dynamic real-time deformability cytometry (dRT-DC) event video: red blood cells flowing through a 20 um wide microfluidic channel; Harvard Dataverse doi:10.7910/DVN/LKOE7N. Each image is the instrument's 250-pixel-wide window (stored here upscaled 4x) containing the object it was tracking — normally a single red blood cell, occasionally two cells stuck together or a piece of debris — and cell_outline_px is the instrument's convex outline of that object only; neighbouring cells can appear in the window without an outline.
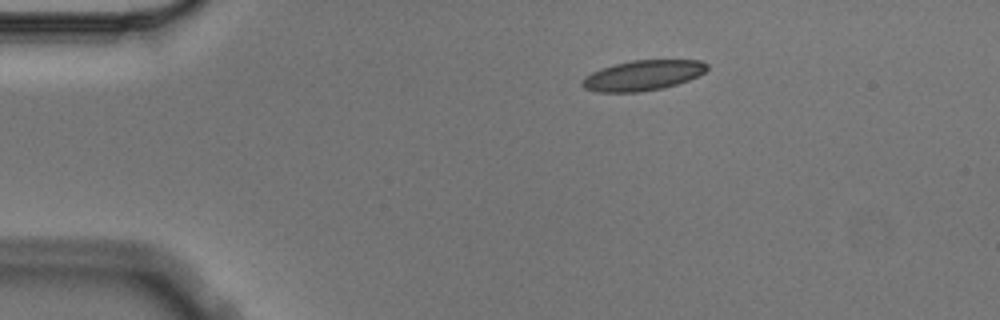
{"species": "Egyptian fruit bat (a non-hibernating species)", "species_latin": "Rousettus aegyptiacus", "temperature_condition": "cold", "stored_images_in_passage": 4, "camera_frame_rate_fps": 3000, "um_per_image_px": 0.085, "animal": {"sex": "male"}, "frame": {"image": 1, "passage_image": 1, "time_ms": 0.0, "image_size_px": [1000, 320], "cell_outline_px": [[708, 68], [704, 72], [688, 80], [664, 88], [640, 92], [596, 92], [584, 88], [580, 84], [580, 80], [584, 76], [600, 68], [632, 60], [700, 60], [708, 64]], "centroid_in_image_um": [54.59, 6.41], "position_along_channel_um": 30.4, "area_um2": 22.08}}
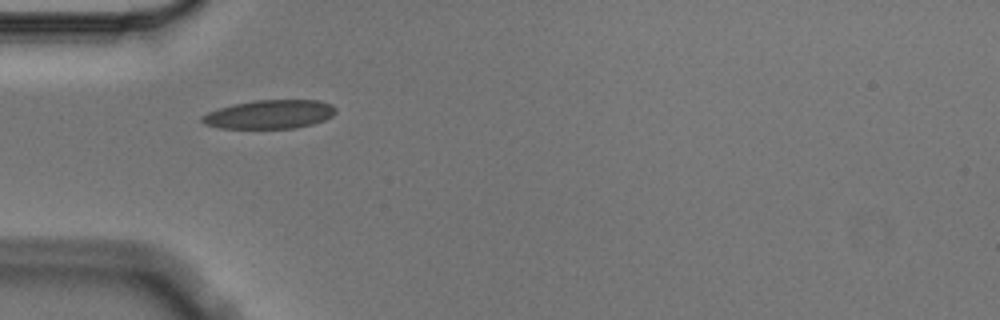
{"frame": {"image": 2, "passage_image": 3, "time_ms": 0.667, "image_size_px": [1000, 320], "cell_outline_px": [[336, 112], [332, 116], [324, 120], [312, 124], [296, 128], [220, 128], [204, 124], [200, 120], [200, 116], [208, 112], [220, 108], [236, 104], [256, 100], [316, 100], [332, 104], [336, 108]], "centroid_in_image_um": [22.92, 9.72], "position_along_channel_um": 62.1, "area_um2": 22.31}}
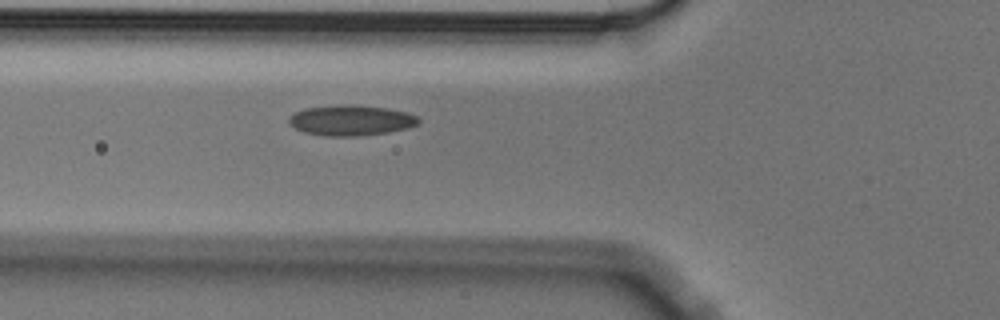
{"frame": {"image": 3, "passage_image": 4, "time_ms": 1.0, "image_size_px": [1000, 320], "cell_outline_px": [[420, 124], [408, 128], [388, 132], [360, 136], [324, 136], [304, 132], [288, 124], [288, 116], [304, 108], [340, 104], [352, 104], [388, 108], [408, 112], [416, 116], [420, 120]], "centroid_in_image_um": [29.84, 10.22], "position_along_channel_um": 96.0, "area_um2": 23.35}}